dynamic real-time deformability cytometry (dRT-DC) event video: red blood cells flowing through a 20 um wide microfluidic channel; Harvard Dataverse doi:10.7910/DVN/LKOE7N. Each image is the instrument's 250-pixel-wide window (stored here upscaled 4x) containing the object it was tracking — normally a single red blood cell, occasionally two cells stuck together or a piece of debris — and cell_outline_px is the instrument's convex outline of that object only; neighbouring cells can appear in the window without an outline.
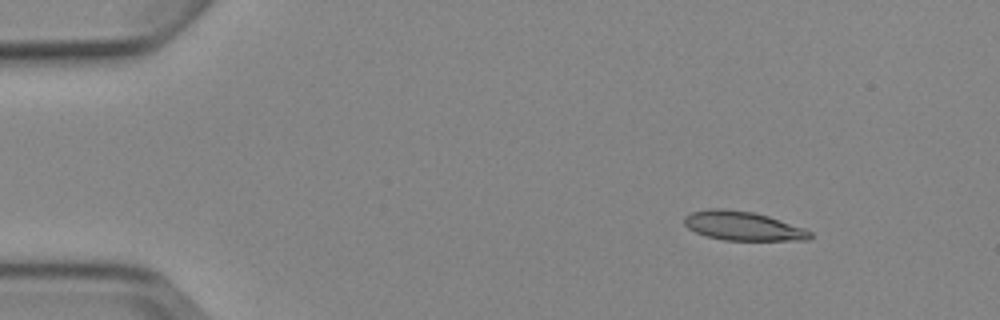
{"species": "Egyptian fruit bat (a non-hibernating species)", "species_latin": "Rousettus aegyptiacus", "temperature_condition": "cold", "stored_images_in_passage": 6, "camera_frame_rate_fps": 3000, "um_per_image_px": 0.085, "animal": {"sex": "female"}, "frame": {"image": 1, "passage_image": 2, "time_ms": 1.333, "image_size_px": [1000, 320], "cell_outline_px": [[812, 236], [808, 240], [724, 240], [708, 236], [696, 232], [688, 228], [684, 224], [684, 216], [692, 212], [712, 208], [720, 208], [752, 212], [768, 216], [804, 228], [812, 232]], "centroid_in_image_um": [63.14, 19.21], "position_along_channel_um": 21.9, "area_um2": 21.1}}
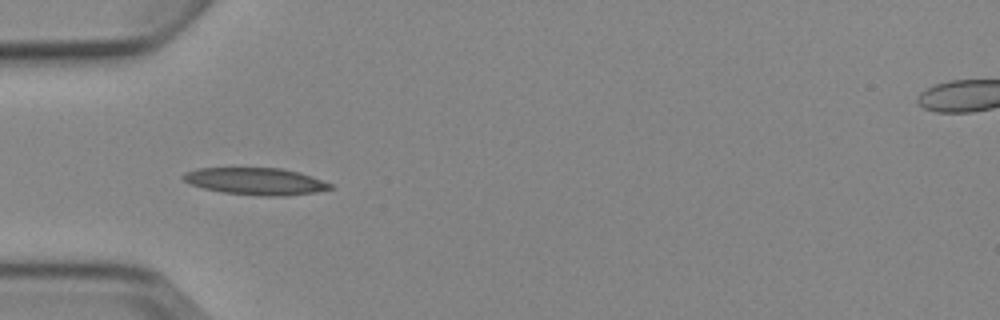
{"frame": {"image": 2, "passage_image": 5, "time_ms": 4.667, "image_size_px": [1000, 320], "cell_outline_px": [[332, 188], [316, 192], [284, 196], [264, 196], [224, 192], [204, 188], [192, 184], [184, 180], [180, 176], [184, 172], [196, 168], [280, 168], [300, 172], [312, 176], [332, 184]], "centroid_in_image_um": [21.73, 15.4], "position_along_channel_um": 63.3, "area_um2": 23.06}}
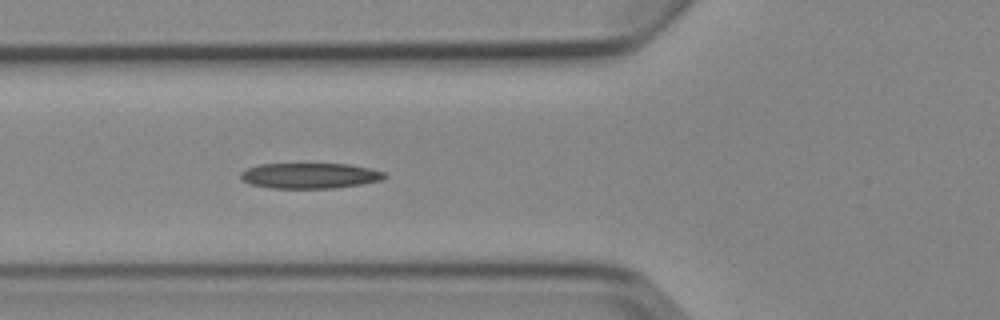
{"frame": {"image": 3, "passage_image": 6, "time_ms": 5.667, "image_size_px": [1000, 320], "cell_outline_px": [[388, 176], [380, 180], [360, 184], [336, 188], [272, 188], [248, 184], [240, 180], [240, 172], [244, 168], [260, 164], [348, 164], [368, 168], [384, 172]], "centroid_in_image_um": [26.26, 14.93], "position_along_channel_um": 99.5, "area_um2": 21.5}}